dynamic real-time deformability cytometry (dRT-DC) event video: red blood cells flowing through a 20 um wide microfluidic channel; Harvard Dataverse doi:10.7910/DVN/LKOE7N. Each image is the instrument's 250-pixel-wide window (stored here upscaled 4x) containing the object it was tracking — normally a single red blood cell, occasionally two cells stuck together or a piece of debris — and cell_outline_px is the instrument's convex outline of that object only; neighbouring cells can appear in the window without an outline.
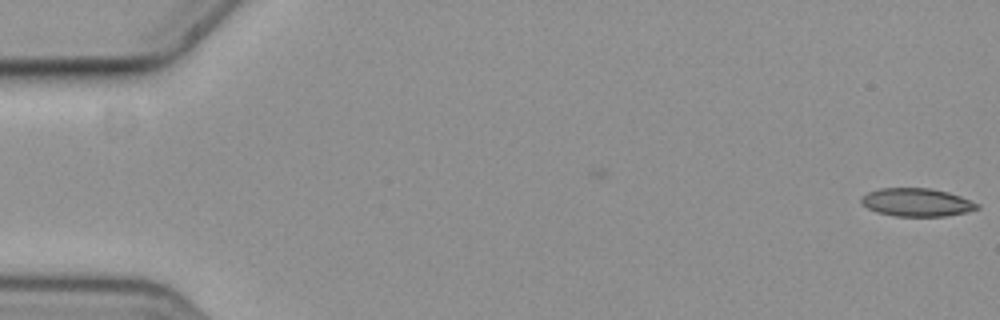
{"species": "common noctule bat (a hibernating species)", "species_latin": "Nyctalus noctula", "temperature_condition": "cold", "stored_images_in_passage": 12, "camera_frame_rate_fps": 3000, "um_per_image_px": 0.085, "animal": {"sex": "female", "body_mass_g": 19.3, "forearm_length_mm": 54.1}, "frame": {"image": 1, "passage_image": 1, "time_ms": 0.0, "image_size_px": [1000, 320], "cell_outline_px": [[980, 208], [964, 212], [944, 216], [896, 216], [876, 212], [860, 204], [860, 200], [868, 192], [880, 188], [928, 188], [948, 192], [960, 196], [980, 204]], "centroid_in_image_um": [77.9, 17.2], "position_along_channel_um": 7.1, "area_um2": 18.9}}